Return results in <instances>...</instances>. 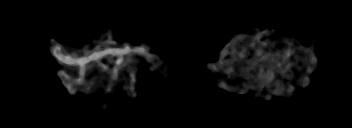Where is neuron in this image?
Instances as JSON below:
<instances>
[{
    "label": "neuron",
    "instance_id": "obj_1",
    "mask_svg": "<svg viewBox=\"0 0 352 128\" xmlns=\"http://www.w3.org/2000/svg\"><path fill=\"white\" fill-rule=\"evenodd\" d=\"M267 34V31L264 32H260L258 33L256 36L252 35L249 37H244V34L239 32V35H234L231 40V43L227 44L224 48L225 50L222 52L220 59L221 62L220 64H209V68H213V70H217L218 67H222L225 68V64H227L226 61H228V64H230L231 66H235V69H240L242 70L243 74H248L251 73V67L253 65H257L258 67L256 68L258 70L260 74L259 79L262 80H256L253 81L252 76H248L246 78V81L243 83L242 85V90L238 87H226L224 86V84L222 82L219 83V86L223 89H225V91H233L236 92L235 89H239V93H248V88H249V84H253L257 85L258 82H263L262 85L268 87V86H274L275 84H273V79H276V75L278 73V71L280 72V74L284 75V76H288L287 81L290 83L292 80L289 77V70L290 67L294 66L295 69H300L299 67H297L296 65H294L293 63L296 62H303V60H299V58L296 57V54H294V61H289V57L292 56V52L291 49H293L294 45H296L297 41L294 40H290L287 43V46H285L284 50L281 52V54L277 55L276 53H273L272 51H268L266 53L263 52L264 47L267 46V48L269 47L270 43L268 40H260L262 37H264V35ZM104 37H107L106 40V44L110 45L109 48L107 49H101V46L98 45L97 41H90L91 43H93L94 45L97 44V46H95L96 48H94L92 51H90L88 45H84L83 49H84V54L83 55H79L77 53L78 49L74 51H72V53L65 51V43L60 44L56 47H51L52 48V55L54 56V58L62 65H66L70 68H79L80 70V74H79V78L76 79L73 76H70L67 74V70L66 68H64L62 71H58V75L61 77L63 84L65 85V87L68 88L70 94H75L74 92L76 91L75 86L76 84H78V86L80 85H84L81 88H85V89H81V92H85L88 93L92 87L96 86L95 88H97V90L101 87L100 84L102 82V80H98V82L94 83L93 78H95V75H90V83H87L86 81V77L85 75L87 74V72H89V68L90 66L93 67H101L104 71H108L109 66L108 65H103V63H100V60L103 58H111L112 56H116L117 59L113 65V69L111 70V78H112V82H116V84H119L117 82L118 80V74L117 71L118 70H123L122 66L127 65V67H131V68H137L135 67L136 64H132L128 61H126V57L129 56L130 54H139L141 56H146L148 58H150L151 60H153V64L156 62H159V59H156V56H153V54H151V52H153V48H146L145 46H141V47H132L130 46V43L127 41L126 45L123 47L121 45L114 47L113 45V41L112 39L114 38L113 34L110 33H105L103 34ZM246 38H252L254 40L259 39V42H257L256 44L252 43L251 41H245ZM240 40H242V42H245V46L244 47H236V49L228 50V48H233L234 44H238L240 42ZM249 47H251L252 49L256 50V57L255 59H249L248 62V66H238V62L235 65L232 62V57L233 54L235 59L236 57L241 58V61L244 60V58H246L248 55L247 53L249 50ZM301 48V49H300ZM298 50H300V52H303L304 55H307L309 57V61H308V65H307V70L312 72L313 66H315V64L318 62L317 57L315 56V50L314 47L310 46L309 48H305L303 49L302 47H298ZM229 52V53H228ZM228 54L231 56V59H226L225 55ZM280 58H284L283 62L285 65L284 69L280 68ZM267 64H269V68H265V66H267ZM136 82L135 77L131 78V82L130 84L128 83V89H132L133 87V83ZM248 82V83H247ZM303 87L306 88V86H308L307 84L309 83V79L308 77L304 74L302 75L301 78V82ZM96 84V85H95ZM285 88H287L288 93H292V91H294V87H286V85L281 84L279 85V88H274V90H271V95L272 94H276V95H280V93L282 92V90H284ZM114 89L111 88V86H109L106 89V92L109 91H113Z\"/></svg>",
    "mask_w": 352,
    "mask_h": 128
}]
</instances>
